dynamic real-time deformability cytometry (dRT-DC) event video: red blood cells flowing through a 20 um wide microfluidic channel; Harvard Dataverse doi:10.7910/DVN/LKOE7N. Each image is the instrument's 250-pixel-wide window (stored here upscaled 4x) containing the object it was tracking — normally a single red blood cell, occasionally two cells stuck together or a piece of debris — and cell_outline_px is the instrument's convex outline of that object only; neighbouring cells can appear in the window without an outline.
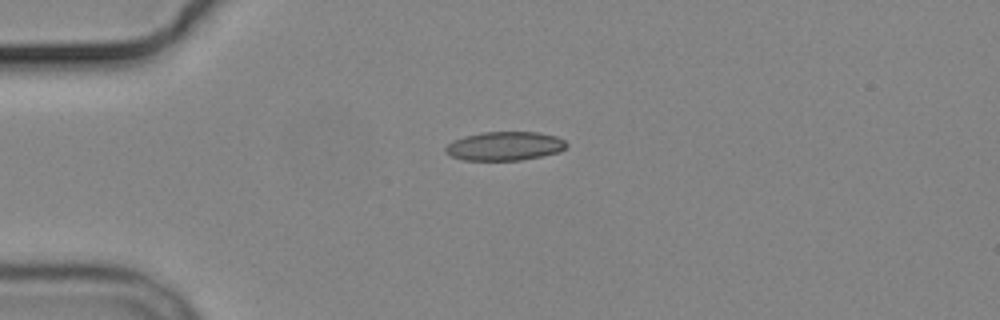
{"species": "common noctule bat (a hibernating species)", "species_latin": "Nyctalus noctula", "temperature_condition": "cold", "stored_images_in_passage": 2, "camera_frame_rate_fps": 3000, "um_per_image_px": 0.085, "animal": {"sex": "male", "body_mass_g": 19.2, "forearm_length_mm": 51.8}, "frame": {"image": 1, "passage_image": 1, "time_ms": 0.0, "image_size_px": [1000, 320], "cell_outline_px": [[568, 144], [560, 152], [520, 160], [464, 160], [452, 156], [444, 152], [444, 148], [452, 140], [464, 136], [484, 132], [536, 132], [556, 136], [564, 140]], "centroid_in_image_um": [42.88, 12.41], "position_along_channel_um": 42.1, "area_um2": 20.29}}